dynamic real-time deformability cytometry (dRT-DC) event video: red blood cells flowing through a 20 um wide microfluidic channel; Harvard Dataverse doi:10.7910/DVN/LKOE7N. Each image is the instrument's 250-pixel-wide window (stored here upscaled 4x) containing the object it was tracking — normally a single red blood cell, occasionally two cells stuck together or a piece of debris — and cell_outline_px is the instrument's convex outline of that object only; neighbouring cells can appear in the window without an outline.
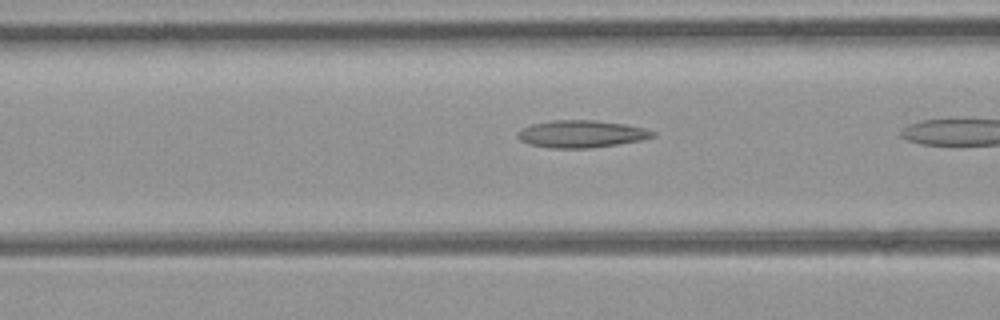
{"species": "common noctule bat (a hibernating species)", "species_latin": "Nyctalus noctula", "temperature_condition": "room temperature", "stored_images_in_passage": 11, "camera_frame_rate_fps": 3000, "um_per_image_px": 0.085, "animal": {"sex": "female", "body_mass_g": 21.9}, "frame": {"image": 1, "passage_image": 10, "time_ms": 3.0, "image_size_px": [1000, 320], "cell_outline_px": [[656, 136], [640, 140], [592, 148], [552, 148], [528, 144], [520, 140], [516, 136], [516, 132], [532, 124], [552, 120], [596, 120], [624, 124], [644, 128], [656, 132]], "centroid_in_image_um": [49.4, 11.38], "position_along_channel_um": 117.2, "area_um2": 21.44}}